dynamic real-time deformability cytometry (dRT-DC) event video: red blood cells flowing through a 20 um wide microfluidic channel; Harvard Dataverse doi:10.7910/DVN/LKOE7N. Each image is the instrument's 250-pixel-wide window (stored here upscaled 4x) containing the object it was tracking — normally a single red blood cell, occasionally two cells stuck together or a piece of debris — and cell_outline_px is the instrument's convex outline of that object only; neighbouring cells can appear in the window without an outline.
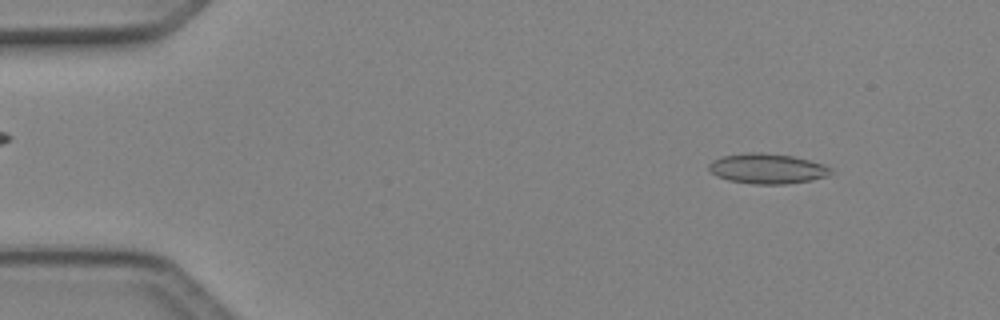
{"species": "Egyptian fruit bat (a non-hibernating species)", "species_latin": "Rousettus aegyptiacus", "temperature_condition": "cold", "stored_images_in_passage": 48, "camera_frame_rate_fps": 3000, "um_per_image_px": 0.085, "animal": {"sex": "female"}, "frame": {"image": 1, "passage_image": 5, "time_ms": 1.333, "image_size_px": [1000, 320], "cell_outline_px": [[832, 172], [828, 176], [812, 180], [784, 184], [752, 184], [728, 180], [716, 176], [708, 168], [708, 164], [712, 160], [720, 156], [744, 152], [764, 152], [792, 156], [824, 164], [832, 168]], "centroid_in_image_um": [65.2, 14.32], "position_along_channel_um": 19.8, "area_um2": 21.68}}
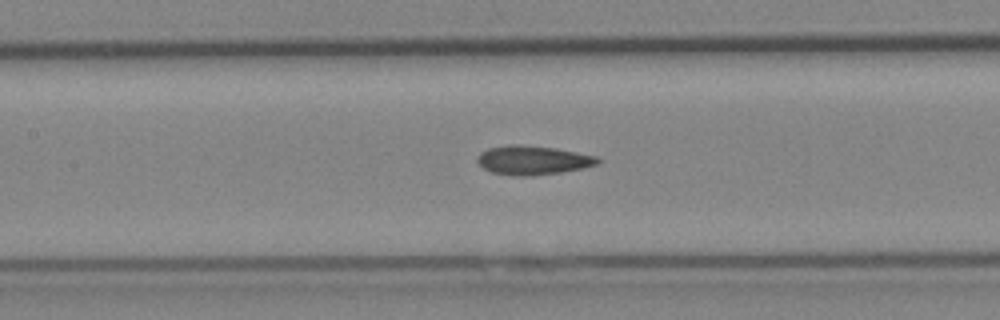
{"frame": {"image": 2, "passage_image": 22, "time_ms": 7.0, "image_size_px": [1000, 320], "cell_outline_px": [[600, 160], [596, 164], [584, 168], [560, 172], [532, 176], [512, 176], [492, 172], [484, 168], [476, 160], [480, 152], [488, 148], [512, 144], [516, 144], [556, 148], [596, 156]], "centroid_in_image_um": [45.27, 13.62], "position_along_channel_um": 162.1, "area_um2": 20.29}}
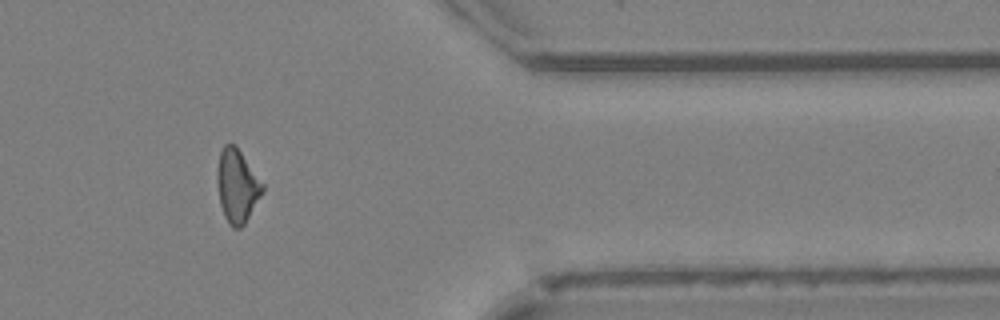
{"frame": {"image": 3, "passage_image": 40, "time_ms": 13.0, "image_size_px": [1000, 320], "cell_outline_px": [[264, 192], [244, 224], [240, 228], [232, 228], [228, 224], [224, 216], [220, 204], [216, 180], [216, 172], [220, 152], [224, 144], [236, 144], [264, 184]], "centroid_in_image_um": [20.15, 15.79], "position_along_channel_um": 391.2, "area_um2": 19.65}, "authors_computed_cell_mechanics": {"area_um2": 19.8832, "velocity_mm_per_s": 4.1462, "shape_relaxation_time_tau1_ms": null, "shape_relaxation_time_tau2_ms": 5.1616, "deformation_change_tau1": null, "deformation_change_tau2": 0.1288}}